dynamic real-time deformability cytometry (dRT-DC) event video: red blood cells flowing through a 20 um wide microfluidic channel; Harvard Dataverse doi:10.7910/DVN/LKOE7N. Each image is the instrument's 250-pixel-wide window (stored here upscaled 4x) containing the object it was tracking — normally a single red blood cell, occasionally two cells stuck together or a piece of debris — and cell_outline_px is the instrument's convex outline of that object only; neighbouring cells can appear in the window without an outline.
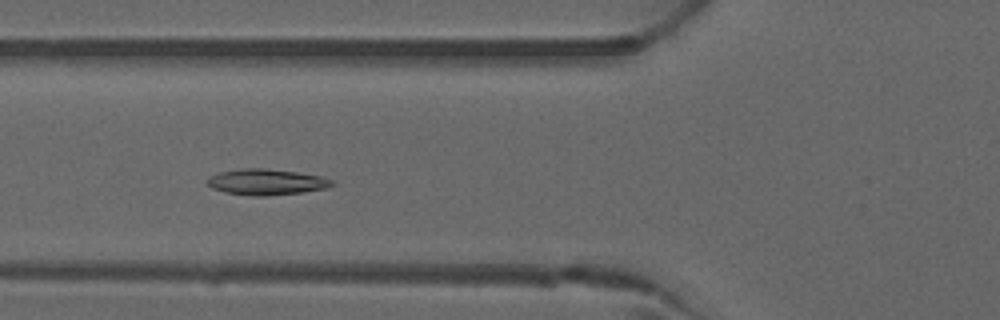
{"species": "common noctule bat (a hibernating species)", "species_latin": "Nyctalus noctula", "temperature_condition": "warm", "stored_images_in_passage": 31, "camera_frame_rate_fps": 3000, "um_per_image_px": 0.085, "animal": {"sex": "male", "forearm_length_mm": 52.5}, "frame": {"image": 1, "passage_image": 7, "time_ms": 2.0, "image_size_px": [1000, 320], "cell_outline_px": [[336, 184], [324, 188], [300, 192], [264, 196], [252, 196], [224, 192], [212, 188], [208, 184], [208, 180], [212, 176], [220, 172], [244, 168], [264, 168], [296, 172], [320, 176], [332, 180]], "centroid_in_image_um": [22.64, 15.47], "position_along_channel_um": 103.2, "area_um2": 18.5}}
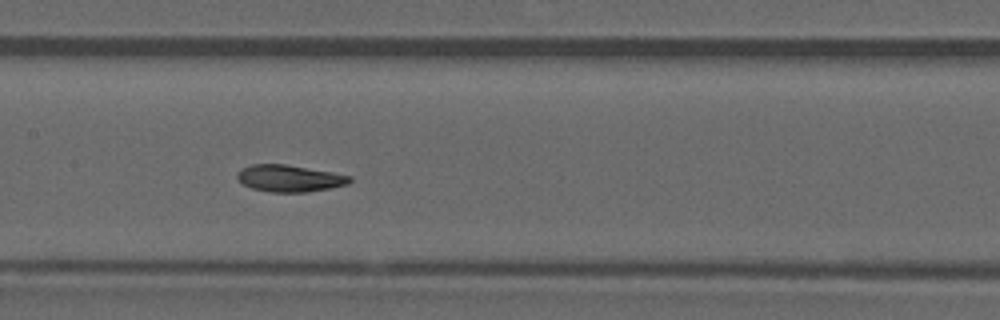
{"frame": {"image": 2, "passage_image": 13, "time_ms": 4.0, "image_size_px": [1000, 320], "cell_outline_px": [[352, 180], [348, 184], [308, 192], [272, 192], [252, 188], [244, 184], [236, 176], [240, 168], [252, 164], [284, 164], [332, 172], [352, 176]], "centroid_in_image_um": [24.61, 15.15], "position_along_channel_um": 182.8, "area_um2": 17.46}}
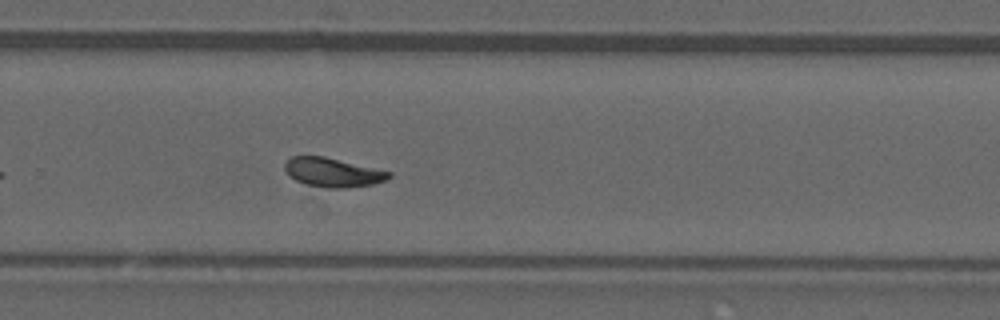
{"frame": {"image": 3, "passage_image": 22, "time_ms": 7.0, "image_size_px": [1000, 320], "cell_outline_px": [[392, 176], [388, 180], [372, 184], [344, 188], [328, 188], [304, 184], [288, 176], [284, 168], [284, 164], [292, 156], [324, 156], [392, 172]], "centroid_in_image_um": [28.28, 14.66], "position_along_channel_um": 301.5, "area_um2": 17.69}, "authors_computed_cell_mechanics": {"area_um2": 17.629, "velocity_mm_per_s": 3.9859, "shape_relaxation_time_tau1_ms": 10.2642, "shape_relaxation_time_tau2_ms": 3.0187, "deformation_change_tau1": 0.2419, "deformation_change_tau2": 0.0971}}